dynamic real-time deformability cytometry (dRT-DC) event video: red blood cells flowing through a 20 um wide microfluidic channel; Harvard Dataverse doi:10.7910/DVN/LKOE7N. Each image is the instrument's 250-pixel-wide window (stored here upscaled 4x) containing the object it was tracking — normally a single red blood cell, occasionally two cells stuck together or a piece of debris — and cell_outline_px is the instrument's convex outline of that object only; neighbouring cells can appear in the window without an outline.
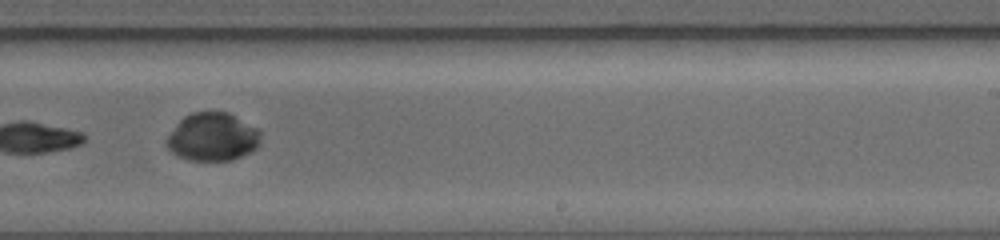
{"species": "common noctule bat (a hibernating species)", "species_latin": "Nyctalus noctula", "temperature_condition": "warm", "stored_images_in_passage": 9, "camera_frame_rate_fps": 5000, "um_per_image_px": 0.085, "animal": {"sex": "female", "body_mass_g": 19.0, "forearm_length_mm": 56.7}, "frame": {"image": 1, "passage_image": 6, "time_ms": 4.6, "image_size_px": [1000, 240], "cell_outline_px": [[260, 144], [256, 148], [232, 160], [188, 160], [172, 152], [164, 144], [164, 140], [176, 124], [184, 116], [192, 112], [228, 112], [260, 128]], "centroid_in_image_um": [18.06, 11.62], "position_along_channel_um": 270.9, "area_um2": 26.53}}
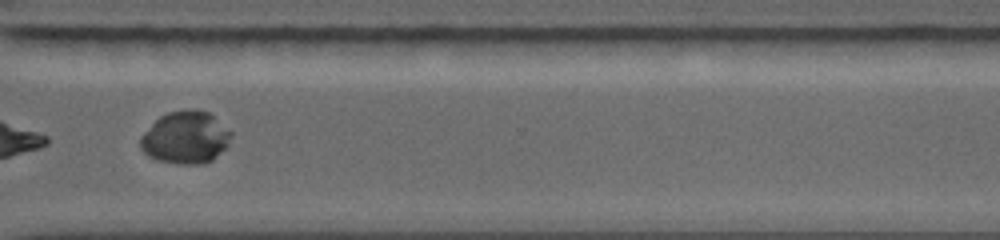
{"frame": {"image": 2, "passage_image": 8, "time_ms": 6.4, "image_size_px": [1000, 240], "cell_outline_px": [[232, 136], [228, 144], [212, 160], [204, 164], [176, 164], [160, 160], [148, 156], [140, 148], [140, 136], [160, 116], [168, 112], [188, 108], [196, 108], [208, 112], [232, 132]], "centroid_in_image_um": [15.76, 11.68], "position_along_channel_um": 354.8, "area_um2": 27.74}}